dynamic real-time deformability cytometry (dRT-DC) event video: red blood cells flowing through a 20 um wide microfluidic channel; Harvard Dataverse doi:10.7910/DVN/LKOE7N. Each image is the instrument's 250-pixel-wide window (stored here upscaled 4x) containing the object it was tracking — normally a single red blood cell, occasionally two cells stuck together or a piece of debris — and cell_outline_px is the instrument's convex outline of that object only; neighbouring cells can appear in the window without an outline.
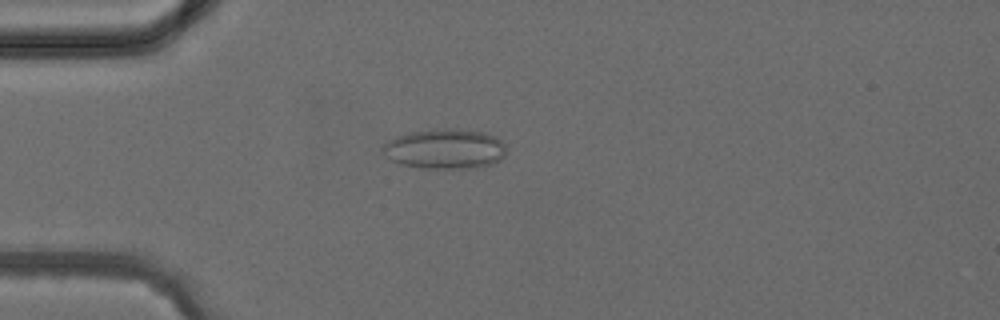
{"species": "common noctule bat (a hibernating species)", "species_latin": "Nyctalus noctula", "temperature_condition": "cold", "stored_images_in_passage": 3, "camera_frame_rate_fps": 3000, "um_per_image_px": 0.085, "animal": {"sex": "female", "body_mass_g": 24.6, "forearm_length_mm": 56.2}, "frame": {"image": 1, "passage_image": 3, "time_ms": 3.333, "image_size_px": [1000, 320], "cell_outline_px": [[508, 148], [504, 156], [500, 160], [492, 164], [468, 168], [424, 168], [400, 164], [392, 160], [384, 152], [384, 144], [388, 140], [396, 136], [408, 132], [444, 128], [460, 128], [484, 132], [496, 136]], "centroid_in_image_um": [37.87, 12.64], "position_along_channel_um": 47.1, "area_um2": 28.9}}